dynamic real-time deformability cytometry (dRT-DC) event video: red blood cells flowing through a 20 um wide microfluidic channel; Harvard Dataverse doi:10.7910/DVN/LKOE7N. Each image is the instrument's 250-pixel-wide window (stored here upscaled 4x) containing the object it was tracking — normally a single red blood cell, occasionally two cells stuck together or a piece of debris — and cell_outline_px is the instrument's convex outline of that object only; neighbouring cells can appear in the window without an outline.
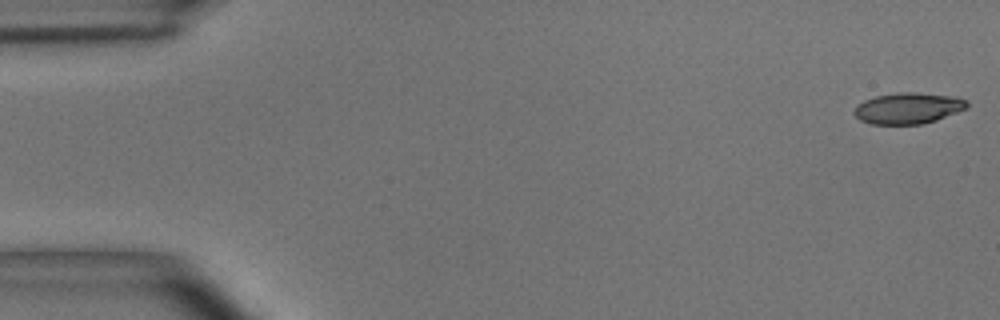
{"species": "common noctule bat (a hibernating species)", "species_latin": "Nyctalus noctula", "temperature_condition": "room temperature", "stored_images_in_passage": 5, "camera_frame_rate_fps": 3000, "um_per_image_px": 0.085, "animal": {"sex": "male", "body_mass_g": 15.6}, "frame": {"image": 1, "passage_image": 1, "time_ms": 0.0, "image_size_px": [1000, 320], "cell_outline_px": [[968, 108], [936, 120], [920, 124], [872, 124], [860, 120], [852, 112], [864, 100], [876, 96], [900, 92], [912, 92], [956, 96], [964, 100], [968, 104]], "centroid_in_image_um": [77.2, 9.2], "position_along_channel_um": 7.8, "area_um2": 20.29}}